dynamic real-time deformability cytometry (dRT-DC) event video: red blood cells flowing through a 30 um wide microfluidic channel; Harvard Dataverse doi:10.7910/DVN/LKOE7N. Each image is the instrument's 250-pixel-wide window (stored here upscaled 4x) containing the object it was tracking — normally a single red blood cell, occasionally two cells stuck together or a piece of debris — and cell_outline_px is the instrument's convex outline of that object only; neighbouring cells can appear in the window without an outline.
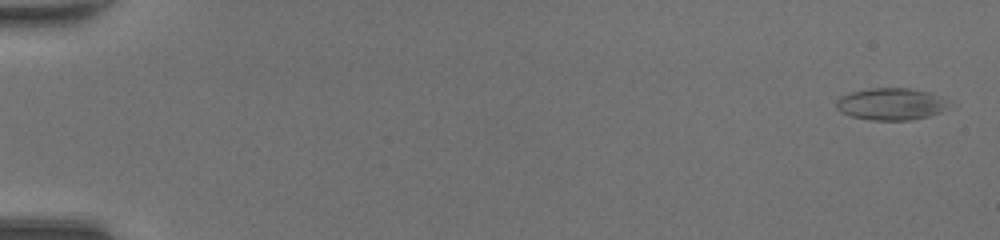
{"species": "common noctule bat (a hibernating species)", "species_latin": "Nyctalus noctula", "temperature_condition": "room temperature", "stored_images_in_passage": 49, "camera_frame_rate_fps": 3000, "um_per_image_px": 0.085, "animal": {"sex": "female", "body_mass_g": 20.0, "forearm_length_mm": 54.0}, "frame": {"image": 1, "passage_image": 2, "time_ms": 0.333, "image_size_px": [1000, 240], "cell_outline_px": [[948, 100], [940, 112], [928, 116], [908, 120], [872, 120], [852, 116], [840, 112], [836, 108], [836, 100], [840, 96], [848, 92], [868, 88], [908, 88], [928, 92], [940, 96]], "centroid_in_image_um": [75.65, 8.83], "position_along_channel_um": 9.3, "area_um2": 20.87}}
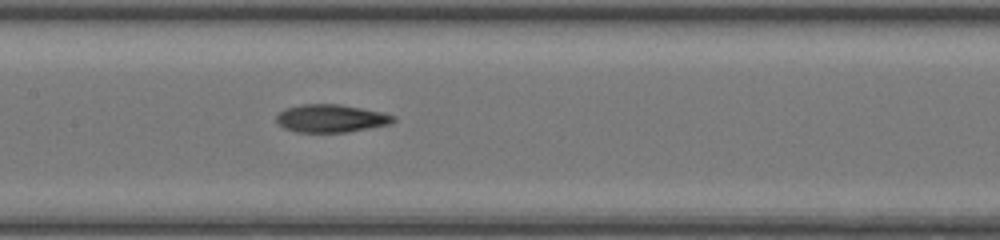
{"frame": {"image": 2, "passage_image": 26, "time_ms": 8.333, "image_size_px": [1000, 240], "cell_outline_px": [[396, 120], [392, 124], [348, 132], [296, 132], [284, 128], [276, 120], [276, 116], [284, 108], [300, 104], [340, 104], [380, 112], [396, 116]], "centroid_in_image_um": [28.14, 10.06], "position_along_channel_um": 179.3, "area_um2": 19.07}}
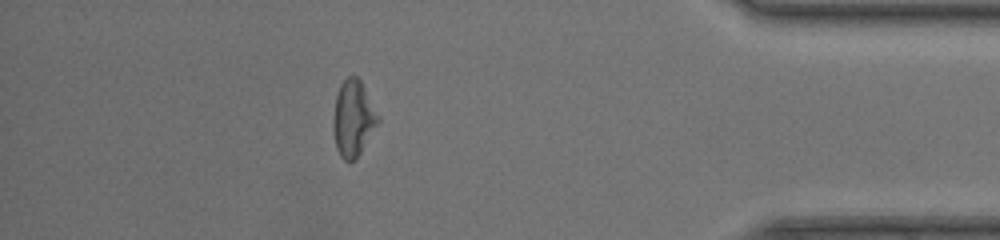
{"frame": {"image": 3, "passage_image": 44, "time_ms": 14.333, "image_size_px": [1000, 240], "cell_outline_px": [[380, 120], [356, 160], [344, 160], [340, 156], [336, 148], [336, 96], [340, 84], [348, 76], [356, 76], [360, 80], [380, 116]], "centroid_in_image_um": [30.08, 10.06], "position_along_channel_um": 405.1, "area_um2": 19.07}, "authors_computed_cell_mechanics": {"area_um2": 19.652, "velocity_mm_per_s": 4.3723, "shape_relaxation_time_tau1_ms": null, "shape_relaxation_time_tau2_ms": 1.8036, "deformation_change_tau1": null, "deformation_change_tau2": 0.1117}}